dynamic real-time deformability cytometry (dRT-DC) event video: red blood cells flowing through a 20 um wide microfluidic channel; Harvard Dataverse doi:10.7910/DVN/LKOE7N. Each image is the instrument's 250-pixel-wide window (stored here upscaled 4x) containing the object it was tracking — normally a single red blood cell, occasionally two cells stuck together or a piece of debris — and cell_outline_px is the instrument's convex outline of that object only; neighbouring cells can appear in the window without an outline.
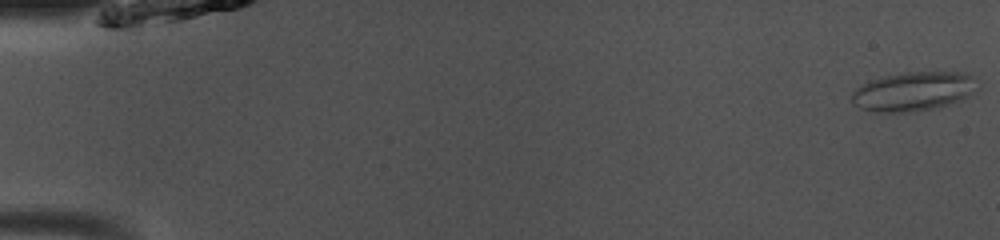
{"species": "common noctule bat (a hibernating species)", "species_latin": "Nyctalus noctula", "temperature_condition": "room temperature", "stored_images_in_passage": 49, "camera_frame_rate_fps": 3000, "um_per_image_px": 0.085, "animal": {"sex": "male", "body_mass_g": 13.0, "forearm_length_mm": 53.1}, "frame": {"image": 1, "passage_image": 1, "time_ms": 0.0, "image_size_px": [1000, 240], "cell_outline_px": [[980, 88], [968, 96], [936, 108], [904, 112], [888, 112], [860, 108], [852, 100], [852, 92], [856, 88], [868, 80], [904, 72], [968, 72], [972, 76]], "centroid_in_image_um": [77.68, 7.74], "position_along_channel_um": 7.3, "area_um2": 28.38}}
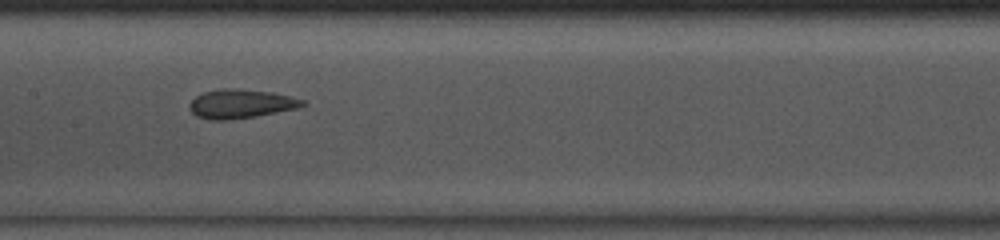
{"frame": {"image": 2, "passage_image": 25, "time_ms": 8.0, "image_size_px": [1000, 240], "cell_outline_px": [[308, 104], [296, 108], [256, 116], [224, 120], [212, 120], [196, 116], [188, 108], [188, 104], [196, 96], [204, 92], [224, 88], [228, 88], [272, 92], [304, 100]], "centroid_in_image_um": [20.44, 8.82], "position_along_channel_um": 187.0, "area_um2": 18.84}}
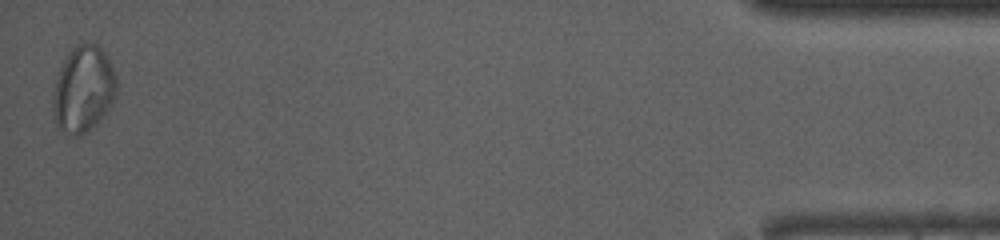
{"frame": {"image": 3, "passage_image": 49, "time_ms": 16.0, "image_size_px": [1000, 240], "cell_outline_px": [[116, 88], [112, 104], [88, 132], [76, 136], [56, 124], [52, 108], [52, 96], [56, 80], [60, 68], [64, 60], [72, 48], [76, 44], [96, 44], [104, 52], [116, 76]], "centroid_in_image_um": [7.07, 7.57], "position_along_channel_um": 428.1, "area_um2": 31.33}, "authors_computed_cell_mechanics": {"area_um2": 21.386, "velocity_mm_per_s": 4.0495, "shape_relaxation_time_tau1_ms": 3.7219, "shape_relaxation_time_tau2_ms": 1.5421, "deformation_change_tau1": 0.1292, "deformation_change_tau2": 0.0784}}